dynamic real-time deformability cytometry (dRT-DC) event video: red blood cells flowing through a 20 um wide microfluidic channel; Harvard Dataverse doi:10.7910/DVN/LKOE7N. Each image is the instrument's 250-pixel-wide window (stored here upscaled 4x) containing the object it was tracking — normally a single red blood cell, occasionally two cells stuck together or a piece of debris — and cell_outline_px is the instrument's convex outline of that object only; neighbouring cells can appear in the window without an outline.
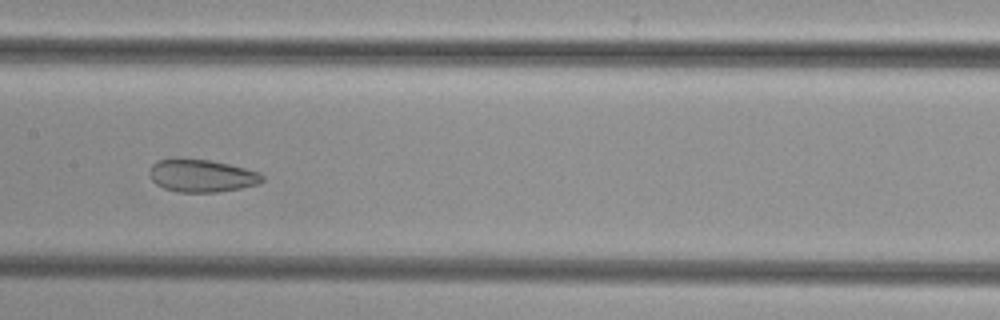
{"species": "common noctule bat (a hibernating species)", "species_latin": "Nyctalus noctula", "temperature_condition": "cold", "stored_images_in_passage": 51, "segment_of_instrument_passage": [2, 2], "camera_frame_rate_fps": 3000, "um_per_image_px": 0.085, "animal": {"sex": "female", "body_mass_g": 29.2, "forearm_length_mm": 56.3}, "frame": {"image": 1, "passage_image": 25, "time_ms": 8.0, "image_size_px": [1000, 320], "cell_outline_px": [[264, 180], [260, 184], [240, 188], [216, 192], [176, 192], [164, 188], [156, 184], [152, 180], [148, 172], [152, 164], [160, 160], [172, 156], [180, 156], [208, 160], [228, 164], [260, 172], [264, 176]], "centroid_in_image_um": [17.11, 14.91], "position_along_channel_um": 190.3, "area_um2": 21.96}}
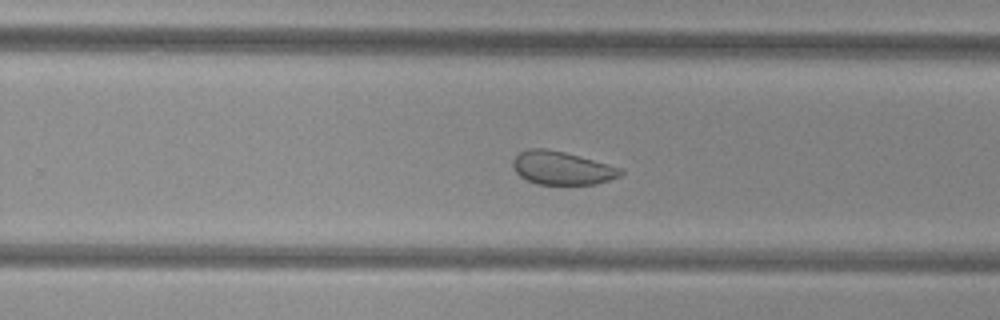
{"frame": {"image": 2, "passage_image": 32, "time_ms": 10.333, "image_size_px": [1000, 320], "cell_outline_px": [[624, 172], [620, 176], [596, 184], [536, 184], [520, 176], [512, 168], [512, 160], [520, 152], [528, 148], [544, 148], [564, 152], [624, 168]], "centroid_in_image_um": [47.76, 14.28], "position_along_channel_um": 282.0, "area_um2": 20.92}}
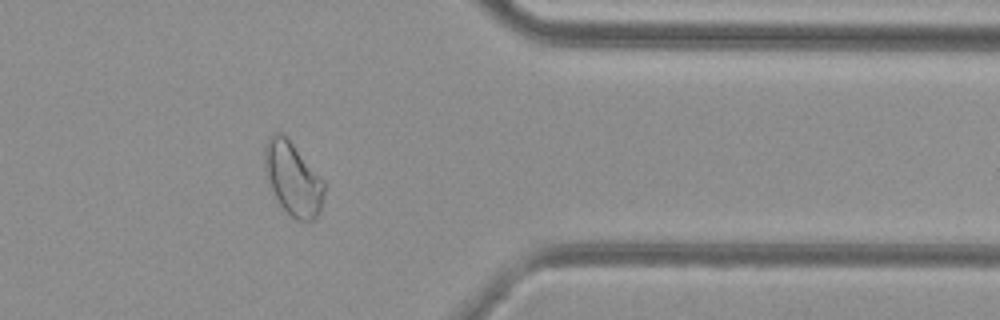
{"frame": {"image": 3, "passage_image": 41, "time_ms": 13.333, "image_size_px": [1000, 320], "cell_outline_px": [[324, 192], [320, 212], [316, 220], [296, 220], [280, 204], [264, 172], [264, 148], [268, 136], [272, 132], [280, 132], [292, 144], [324, 180]], "centroid_in_image_um": [24.89, 15.18], "position_along_channel_um": 386.5, "area_um2": 25.09}}